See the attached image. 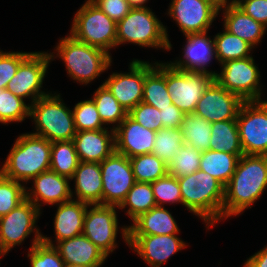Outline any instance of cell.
<instances>
[{"instance_id": "14", "label": "cell", "mask_w": 267, "mask_h": 267, "mask_svg": "<svg viewBox=\"0 0 267 267\" xmlns=\"http://www.w3.org/2000/svg\"><path fill=\"white\" fill-rule=\"evenodd\" d=\"M92 209L87 207L83 234L107 256L117 247L116 235L118 231V219L116 208L118 206L91 204Z\"/></svg>"}, {"instance_id": "20", "label": "cell", "mask_w": 267, "mask_h": 267, "mask_svg": "<svg viewBox=\"0 0 267 267\" xmlns=\"http://www.w3.org/2000/svg\"><path fill=\"white\" fill-rule=\"evenodd\" d=\"M70 178L48 170L33 178L34 188L30 192L26 189V199L31 201L39 210V202L50 205L60 204L72 200L73 191L69 186ZM33 193V194H32ZM41 200V201H40Z\"/></svg>"}, {"instance_id": "32", "label": "cell", "mask_w": 267, "mask_h": 267, "mask_svg": "<svg viewBox=\"0 0 267 267\" xmlns=\"http://www.w3.org/2000/svg\"><path fill=\"white\" fill-rule=\"evenodd\" d=\"M79 163L80 160L72 140L52 143L50 170L71 179Z\"/></svg>"}, {"instance_id": "49", "label": "cell", "mask_w": 267, "mask_h": 267, "mask_svg": "<svg viewBox=\"0 0 267 267\" xmlns=\"http://www.w3.org/2000/svg\"><path fill=\"white\" fill-rule=\"evenodd\" d=\"M244 267H267V246L248 258Z\"/></svg>"}, {"instance_id": "3", "label": "cell", "mask_w": 267, "mask_h": 267, "mask_svg": "<svg viewBox=\"0 0 267 267\" xmlns=\"http://www.w3.org/2000/svg\"><path fill=\"white\" fill-rule=\"evenodd\" d=\"M52 143L35 134H22L15 141L0 173L18 182H26L50 170Z\"/></svg>"}, {"instance_id": "8", "label": "cell", "mask_w": 267, "mask_h": 267, "mask_svg": "<svg viewBox=\"0 0 267 267\" xmlns=\"http://www.w3.org/2000/svg\"><path fill=\"white\" fill-rule=\"evenodd\" d=\"M236 120L244 155L267 156V101H244Z\"/></svg>"}, {"instance_id": "5", "label": "cell", "mask_w": 267, "mask_h": 267, "mask_svg": "<svg viewBox=\"0 0 267 267\" xmlns=\"http://www.w3.org/2000/svg\"><path fill=\"white\" fill-rule=\"evenodd\" d=\"M61 100L59 94L48 93L30 104V117L36 125V132L32 134L51 143L73 140L76 134L73 112Z\"/></svg>"}, {"instance_id": "52", "label": "cell", "mask_w": 267, "mask_h": 267, "mask_svg": "<svg viewBox=\"0 0 267 267\" xmlns=\"http://www.w3.org/2000/svg\"><path fill=\"white\" fill-rule=\"evenodd\" d=\"M65 267H88V266L80 264H65Z\"/></svg>"}, {"instance_id": "31", "label": "cell", "mask_w": 267, "mask_h": 267, "mask_svg": "<svg viewBox=\"0 0 267 267\" xmlns=\"http://www.w3.org/2000/svg\"><path fill=\"white\" fill-rule=\"evenodd\" d=\"M184 143L200 152L209 150L211 123L195 113L185 114L180 126Z\"/></svg>"}, {"instance_id": "13", "label": "cell", "mask_w": 267, "mask_h": 267, "mask_svg": "<svg viewBox=\"0 0 267 267\" xmlns=\"http://www.w3.org/2000/svg\"><path fill=\"white\" fill-rule=\"evenodd\" d=\"M53 53L30 52L20 63L15 76L8 82L7 90L23 98L31 96L33 104L38 98L47 95L41 91L42 83Z\"/></svg>"}, {"instance_id": "15", "label": "cell", "mask_w": 267, "mask_h": 267, "mask_svg": "<svg viewBox=\"0 0 267 267\" xmlns=\"http://www.w3.org/2000/svg\"><path fill=\"white\" fill-rule=\"evenodd\" d=\"M243 100L223 88L215 79L199 99L194 113L210 123L236 120Z\"/></svg>"}, {"instance_id": "35", "label": "cell", "mask_w": 267, "mask_h": 267, "mask_svg": "<svg viewBox=\"0 0 267 267\" xmlns=\"http://www.w3.org/2000/svg\"><path fill=\"white\" fill-rule=\"evenodd\" d=\"M136 182L151 183L168 174V165L153 153L129 158Z\"/></svg>"}, {"instance_id": "28", "label": "cell", "mask_w": 267, "mask_h": 267, "mask_svg": "<svg viewBox=\"0 0 267 267\" xmlns=\"http://www.w3.org/2000/svg\"><path fill=\"white\" fill-rule=\"evenodd\" d=\"M155 67L145 61V80L142 102L158 110L173 104L166 88V64L155 63Z\"/></svg>"}, {"instance_id": "7", "label": "cell", "mask_w": 267, "mask_h": 267, "mask_svg": "<svg viewBox=\"0 0 267 267\" xmlns=\"http://www.w3.org/2000/svg\"><path fill=\"white\" fill-rule=\"evenodd\" d=\"M117 23L91 0H87L75 14L71 36L79 42L103 49L116 47Z\"/></svg>"}, {"instance_id": "6", "label": "cell", "mask_w": 267, "mask_h": 267, "mask_svg": "<svg viewBox=\"0 0 267 267\" xmlns=\"http://www.w3.org/2000/svg\"><path fill=\"white\" fill-rule=\"evenodd\" d=\"M116 46L129 42L142 47L171 49L167 30L150 8H132L116 27Z\"/></svg>"}, {"instance_id": "33", "label": "cell", "mask_w": 267, "mask_h": 267, "mask_svg": "<svg viewBox=\"0 0 267 267\" xmlns=\"http://www.w3.org/2000/svg\"><path fill=\"white\" fill-rule=\"evenodd\" d=\"M127 205L129 208L126 213L132 221L157 206L151 183L136 182L118 209H124Z\"/></svg>"}, {"instance_id": "45", "label": "cell", "mask_w": 267, "mask_h": 267, "mask_svg": "<svg viewBox=\"0 0 267 267\" xmlns=\"http://www.w3.org/2000/svg\"><path fill=\"white\" fill-rule=\"evenodd\" d=\"M27 52H3L0 50V89H6L15 76L20 63L29 55Z\"/></svg>"}, {"instance_id": "12", "label": "cell", "mask_w": 267, "mask_h": 267, "mask_svg": "<svg viewBox=\"0 0 267 267\" xmlns=\"http://www.w3.org/2000/svg\"><path fill=\"white\" fill-rule=\"evenodd\" d=\"M102 205L120 206L136 183L128 157L114 151L100 163Z\"/></svg>"}, {"instance_id": "39", "label": "cell", "mask_w": 267, "mask_h": 267, "mask_svg": "<svg viewBox=\"0 0 267 267\" xmlns=\"http://www.w3.org/2000/svg\"><path fill=\"white\" fill-rule=\"evenodd\" d=\"M30 117V105L7 89H0V123L21 122Z\"/></svg>"}, {"instance_id": "16", "label": "cell", "mask_w": 267, "mask_h": 267, "mask_svg": "<svg viewBox=\"0 0 267 267\" xmlns=\"http://www.w3.org/2000/svg\"><path fill=\"white\" fill-rule=\"evenodd\" d=\"M218 13L208 0H172L168 11L184 35L208 31Z\"/></svg>"}, {"instance_id": "1", "label": "cell", "mask_w": 267, "mask_h": 267, "mask_svg": "<svg viewBox=\"0 0 267 267\" xmlns=\"http://www.w3.org/2000/svg\"><path fill=\"white\" fill-rule=\"evenodd\" d=\"M267 187V156L242 155L231 180L224 187L222 218L251 208Z\"/></svg>"}, {"instance_id": "17", "label": "cell", "mask_w": 267, "mask_h": 267, "mask_svg": "<svg viewBox=\"0 0 267 267\" xmlns=\"http://www.w3.org/2000/svg\"><path fill=\"white\" fill-rule=\"evenodd\" d=\"M129 66V73H112L103 83L127 112L142 102L145 61L136 59Z\"/></svg>"}, {"instance_id": "2", "label": "cell", "mask_w": 267, "mask_h": 267, "mask_svg": "<svg viewBox=\"0 0 267 267\" xmlns=\"http://www.w3.org/2000/svg\"><path fill=\"white\" fill-rule=\"evenodd\" d=\"M177 179L183 205L200 216L206 227L222 219L224 186L217 179L200 169Z\"/></svg>"}, {"instance_id": "51", "label": "cell", "mask_w": 267, "mask_h": 267, "mask_svg": "<svg viewBox=\"0 0 267 267\" xmlns=\"http://www.w3.org/2000/svg\"><path fill=\"white\" fill-rule=\"evenodd\" d=\"M208 1L216 5L219 8V10H221V8H223L228 3L227 0H208Z\"/></svg>"}, {"instance_id": "9", "label": "cell", "mask_w": 267, "mask_h": 267, "mask_svg": "<svg viewBox=\"0 0 267 267\" xmlns=\"http://www.w3.org/2000/svg\"><path fill=\"white\" fill-rule=\"evenodd\" d=\"M214 76L204 72H186L166 63V88L173 104L183 113H194L196 105Z\"/></svg>"}, {"instance_id": "36", "label": "cell", "mask_w": 267, "mask_h": 267, "mask_svg": "<svg viewBox=\"0 0 267 267\" xmlns=\"http://www.w3.org/2000/svg\"><path fill=\"white\" fill-rule=\"evenodd\" d=\"M92 100L97 107L103 124L118 123L117 126H119L128 115V112L119 104L104 84L97 89Z\"/></svg>"}, {"instance_id": "29", "label": "cell", "mask_w": 267, "mask_h": 267, "mask_svg": "<svg viewBox=\"0 0 267 267\" xmlns=\"http://www.w3.org/2000/svg\"><path fill=\"white\" fill-rule=\"evenodd\" d=\"M238 160L239 157L235 154L209 149L202 152L199 169L213 176L225 187L235 172Z\"/></svg>"}, {"instance_id": "50", "label": "cell", "mask_w": 267, "mask_h": 267, "mask_svg": "<svg viewBox=\"0 0 267 267\" xmlns=\"http://www.w3.org/2000/svg\"><path fill=\"white\" fill-rule=\"evenodd\" d=\"M132 8H146V6H143L144 3L147 2V0H127Z\"/></svg>"}, {"instance_id": "47", "label": "cell", "mask_w": 267, "mask_h": 267, "mask_svg": "<svg viewBox=\"0 0 267 267\" xmlns=\"http://www.w3.org/2000/svg\"><path fill=\"white\" fill-rule=\"evenodd\" d=\"M109 18L116 23L122 20L132 9L127 0H91Z\"/></svg>"}, {"instance_id": "40", "label": "cell", "mask_w": 267, "mask_h": 267, "mask_svg": "<svg viewBox=\"0 0 267 267\" xmlns=\"http://www.w3.org/2000/svg\"><path fill=\"white\" fill-rule=\"evenodd\" d=\"M31 267H65L63 259L49 237L42 236V241L29 251Z\"/></svg>"}, {"instance_id": "11", "label": "cell", "mask_w": 267, "mask_h": 267, "mask_svg": "<svg viewBox=\"0 0 267 267\" xmlns=\"http://www.w3.org/2000/svg\"><path fill=\"white\" fill-rule=\"evenodd\" d=\"M222 72L214 79L226 90L239 96L243 101H259L260 72L252 56L244 59L227 60L222 63Z\"/></svg>"}, {"instance_id": "24", "label": "cell", "mask_w": 267, "mask_h": 267, "mask_svg": "<svg viewBox=\"0 0 267 267\" xmlns=\"http://www.w3.org/2000/svg\"><path fill=\"white\" fill-rule=\"evenodd\" d=\"M54 247L65 264L100 267L108 257L83 233L73 238L57 242V246L54 245Z\"/></svg>"}, {"instance_id": "41", "label": "cell", "mask_w": 267, "mask_h": 267, "mask_svg": "<svg viewBox=\"0 0 267 267\" xmlns=\"http://www.w3.org/2000/svg\"><path fill=\"white\" fill-rule=\"evenodd\" d=\"M26 199V187L0 173V217L8 214Z\"/></svg>"}, {"instance_id": "10", "label": "cell", "mask_w": 267, "mask_h": 267, "mask_svg": "<svg viewBox=\"0 0 267 267\" xmlns=\"http://www.w3.org/2000/svg\"><path fill=\"white\" fill-rule=\"evenodd\" d=\"M39 215L40 210L25 199L8 214L0 217V250L4 255L14 246L20 245L31 232L36 231L30 249L42 241L43 235L35 227Z\"/></svg>"}, {"instance_id": "43", "label": "cell", "mask_w": 267, "mask_h": 267, "mask_svg": "<svg viewBox=\"0 0 267 267\" xmlns=\"http://www.w3.org/2000/svg\"><path fill=\"white\" fill-rule=\"evenodd\" d=\"M154 198L157 206L164 203H181L183 205L178 179L167 174L166 176L151 182Z\"/></svg>"}, {"instance_id": "26", "label": "cell", "mask_w": 267, "mask_h": 267, "mask_svg": "<svg viewBox=\"0 0 267 267\" xmlns=\"http://www.w3.org/2000/svg\"><path fill=\"white\" fill-rule=\"evenodd\" d=\"M91 204L72 199L58 204L54 219L56 242L73 238L83 233L84 216Z\"/></svg>"}, {"instance_id": "34", "label": "cell", "mask_w": 267, "mask_h": 267, "mask_svg": "<svg viewBox=\"0 0 267 267\" xmlns=\"http://www.w3.org/2000/svg\"><path fill=\"white\" fill-rule=\"evenodd\" d=\"M216 59L220 64L227 60H237L250 57L249 51L253 48L248 42L231 34L224 29L214 37Z\"/></svg>"}, {"instance_id": "37", "label": "cell", "mask_w": 267, "mask_h": 267, "mask_svg": "<svg viewBox=\"0 0 267 267\" xmlns=\"http://www.w3.org/2000/svg\"><path fill=\"white\" fill-rule=\"evenodd\" d=\"M183 144L180 128H162L156 132L152 153L169 165Z\"/></svg>"}, {"instance_id": "21", "label": "cell", "mask_w": 267, "mask_h": 267, "mask_svg": "<svg viewBox=\"0 0 267 267\" xmlns=\"http://www.w3.org/2000/svg\"><path fill=\"white\" fill-rule=\"evenodd\" d=\"M186 36V46H184V60L175 63H168L172 67L186 72H204L212 74L214 77L218 74L206 70V65L216 56L215 42L207 37V31L201 33H190Z\"/></svg>"}, {"instance_id": "46", "label": "cell", "mask_w": 267, "mask_h": 267, "mask_svg": "<svg viewBox=\"0 0 267 267\" xmlns=\"http://www.w3.org/2000/svg\"><path fill=\"white\" fill-rule=\"evenodd\" d=\"M232 2L267 28V0H232Z\"/></svg>"}, {"instance_id": "30", "label": "cell", "mask_w": 267, "mask_h": 267, "mask_svg": "<svg viewBox=\"0 0 267 267\" xmlns=\"http://www.w3.org/2000/svg\"><path fill=\"white\" fill-rule=\"evenodd\" d=\"M210 137V150L235 154L239 158L244 155L240 143L237 120L211 123Z\"/></svg>"}, {"instance_id": "19", "label": "cell", "mask_w": 267, "mask_h": 267, "mask_svg": "<svg viewBox=\"0 0 267 267\" xmlns=\"http://www.w3.org/2000/svg\"><path fill=\"white\" fill-rule=\"evenodd\" d=\"M115 132V151L131 158L152 153L156 132L137 123L129 115L113 127Z\"/></svg>"}, {"instance_id": "22", "label": "cell", "mask_w": 267, "mask_h": 267, "mask_svg": "<svg viewBox=\"0 0 267 267\" xmlns=\"http://www.w3.org/2000/svg\"><path fill=\"white\" fill-rule=\"evenodd\" d=\"M107 129L76 131L72 141L80 161L101 163L115 151L114 129Z\"/></svg>"}, {"instance_id": "18", "label": "cell", "mask_w": 267, "mask_h": 267, "mask_svg": "<svg viewBox=\"0 0 267 267\" xmlns=\"http://www.w3.org/2000/svg\"><path fill=\"white\" fill-rule=\"evenodd\" d=\"M128 245L152 267H160L186 246L176 235H128Z\"/></svg>"}, {"instance_id": "42", "label": "cell", "mask_w": 267, "mask_h": 267, "mask_svg": "<svg viewBox=\"0 0 267 267\" xmlns=\"http://www.w3.org/2000/svg\"><path fill=\"white\" fill-rule=\"evenodd\" d=\"M72 112L76 131L105 129L92 99L78 102Z\"/></svg>"}, {"instance_id": "44", "label": "cell", "mask_w": 267, "mask_h": 267, "mask_svg": "<svg viewBox=\"0 0 267 267\" xmlns=\"http://www.w3.org/2000/svg\"><path fill=\"white\" fill-rule=\"evenodd\" d=\"M128 115L137 123L152 131L158 132L163 128L160 110L144 102H140L132 108Z\"/></svg>"}, {"instance_id": "48", "label": "cell", "mask_w": 267, "mask_h": 267, "mask_svg": "<svg viewBox=\"0 0 267 267\" xmlns=\"http://www.w3.org/2000/svg\"><path fill=\"white\" fill-rule=\"evenodd\" d=\"M160 112L163 128H180L185 113L177 106L171 104L168 107L162 108Z\"/></svg>"}, {"instance_id": "38", "label": "cell", "mask_w": 267, "mask_h": 267, "mask_svg": "<svg viewBox=\"0 0 267 267\" xmlns=\"http://www.w3.org/2000/svg\"><path fill=\"white\" fill-rule=\"evenodd\" d=\"M201 154L199 150L191 145L184 143L183 147L176 153L174 159L168 165V174L176 178H181L200 168Z\"/></svg>"}, {"instance_id": "25", "label": "cell", "mask_w": 267, "mask_h": 267, "mask_svg": "<svg viewBox=\"0 0 267 267\" xmlns=\"http://www.w3.org/2000/svg\"><path fill=\"white\" fill-rule=\"evenodd\" d=\"M75 181L77 201L102 204V173L99 162L80 161L71 180Z\"/></svg>"}, {"instance_id": "27", "label": "cell", "mask_w": 267, "mask_h": 267, "mask_svg": "<svg viewBox=\"0 0 267 267\" xmlns=\"http://www.w3.org/2000/svg\"><path fill=\"white\" fill-rule=\"evenodd\" d=\"M223 8L222 10H225L223 18L225 30L248 42L253 47L261 41L266 32L265 26L245 14L232 1Z\"/></svg>"}, {"instance_id": "4", "label": "cell", "mask_w": 267, "mask_h": 267, "mask_svg": "<svg viewBox=\"0 0 267 267\" xmlns=\"http://www.w3.org/2000/svg\"><path fill=\"white\" fill-rule=\"evenodd\" d=\"M73 80L88 84L111 66V56L101 48L79 42L70 34L55 47Z\"/></svg>"}, {"instance_id": "23", "label": "cell", "mask_w": 267, "mask_h": 267, "mask_svg": "<svg viewBox=\"0 0 267 267\" xmlns=\"http://www.w3.org/2000/svg\"><path fill=\"white\" fill-rule=\"evenodd\" d=\"M128 244V235H177L180 231L173 216L164 206H155L142 213L131 226L121 229Z\"/></svg>"}]
</instances>
